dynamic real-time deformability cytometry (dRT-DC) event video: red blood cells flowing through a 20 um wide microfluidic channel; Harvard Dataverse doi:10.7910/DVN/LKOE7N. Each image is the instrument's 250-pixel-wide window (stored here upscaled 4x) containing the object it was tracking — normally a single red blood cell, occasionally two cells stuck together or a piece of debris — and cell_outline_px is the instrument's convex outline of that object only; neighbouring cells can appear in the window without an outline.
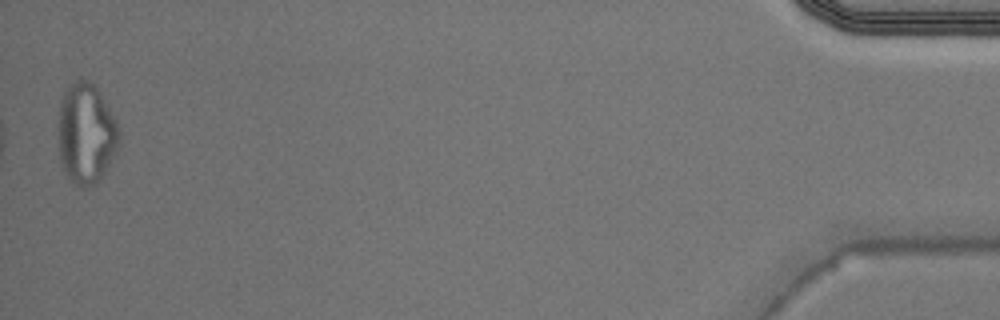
{"species": "Egyptian fruit bat (a non-hibernating species)", "species_latin": "Rousettus aegyptiacus", "temperature_condition": "warm", "stored_images_in_passage": 29, "camera_frame_rate_fps": 3000, "um_per_image_px": 0.085, "animal": {"sex": "male"}, "frame": {"image": 1, "passage_image": 29, "time_ms": 9.333, "image_size_px": [1000, 320], "cell_outline_px": [[120, 140], [100, 180], [96, 184], [76, 184], [68, 176], [60, 160], [60, 100], [64, 92], [76, 80], [88, 80], [100, 92], [116, 120], [120, 132]], "centroid_in_image_um": [7.34, 11.31], "position_along_channel_um": 427.9, "area_um2": 34.56}}